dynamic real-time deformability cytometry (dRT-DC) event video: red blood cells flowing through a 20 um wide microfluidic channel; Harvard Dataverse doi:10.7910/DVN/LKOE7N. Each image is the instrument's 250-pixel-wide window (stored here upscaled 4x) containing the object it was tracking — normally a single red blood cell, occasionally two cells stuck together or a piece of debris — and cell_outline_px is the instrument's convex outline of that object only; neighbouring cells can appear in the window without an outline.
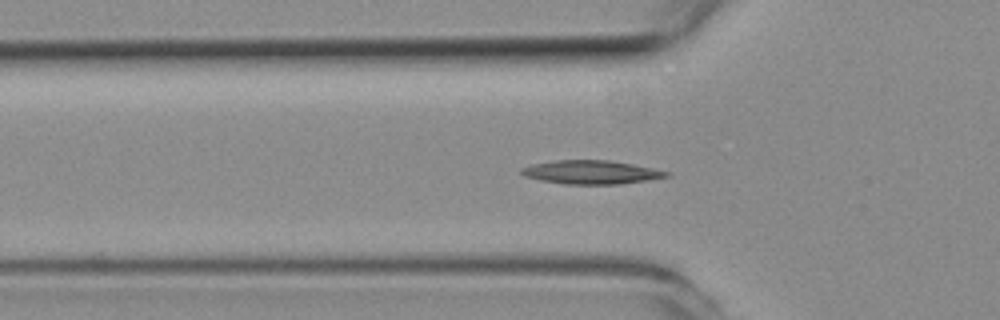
{"species": "common noctule bat (a hibernating species)", "species_latin": "Nyctalus noctula", "temperature_condition": "room temperature", "stored_images_in_passage": 48, "camera_frame_rate_fps": 3000, "um_per_image_px": 0.085, "animal": {"sex": "female", "body_mass_g": 19.3, "forearm_length_mm": 54.1}, "frame": {"image": 1, "passage_image": 12, "time_ms": 3.667, "image_size_px": [1000, 320], "cell_outline_px": [[672, 176], [620, 184], [564, 184], [540, 180], [524, 176], [520, 172], [520, 168], [532, 164], [556, 160], [608, 160], [632, 164], [672, 172]], "centroid_in_image_um": [50.25, 14.64], "position_along_channel_um": 75.5, "area_um2": 20.0}}
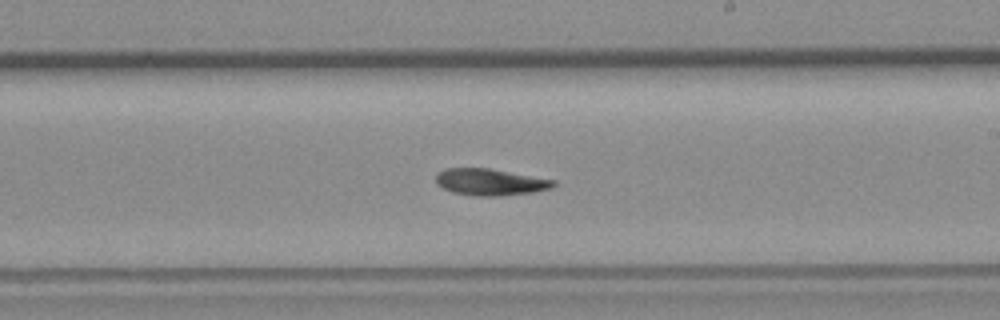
{"frame": {"image": 2, "passage_image": 25, "time_ms": 8.0, "image_size_px": [1000, 320], "cell_outline_px": [[556, 184], [552, 188], [536, 192], [500, 196], [472, 196], [452, 192], [436, 184], [436, 172], [444, 168], [488, 168], [556, 180]], "centroid_in_image_um": [41.66, 15.48], "position_along_channel_um": 247.3, "area_um2": 18.5}}
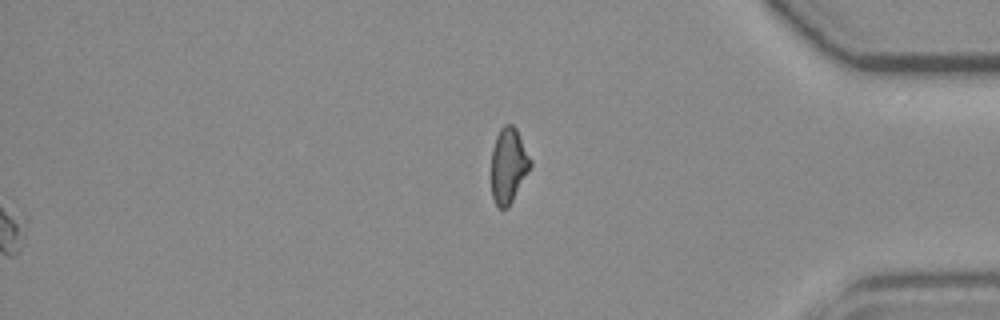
{"frame": {"image": 3, "passage_image": 48, "time_ms": 15.667, "image_size_px": [1000, 320], "cell_outline_px": [[532, 164], [508, 208], [500, 208], [496, 204], [492, 196], [492, 148], [496, 136], [500, 128], [504, 124], [512, 124], [516, 128], [532, 160]], "centroid_in_image_um": [43.22, 14.03], "position_along_channel_um": 392.0, "area_um2": 16.99}, "authors_computed_cell_mechanics": {"area_um2": 18.785, "velocity_mm_per_s": 3.9601, "shape_relaxation_time_tau1_ms": null, "shape_relaxation_time_tau2_ms": 6.0188, "deformation_change_tau1": null, "deformation_change_tau2": 0.1221}}